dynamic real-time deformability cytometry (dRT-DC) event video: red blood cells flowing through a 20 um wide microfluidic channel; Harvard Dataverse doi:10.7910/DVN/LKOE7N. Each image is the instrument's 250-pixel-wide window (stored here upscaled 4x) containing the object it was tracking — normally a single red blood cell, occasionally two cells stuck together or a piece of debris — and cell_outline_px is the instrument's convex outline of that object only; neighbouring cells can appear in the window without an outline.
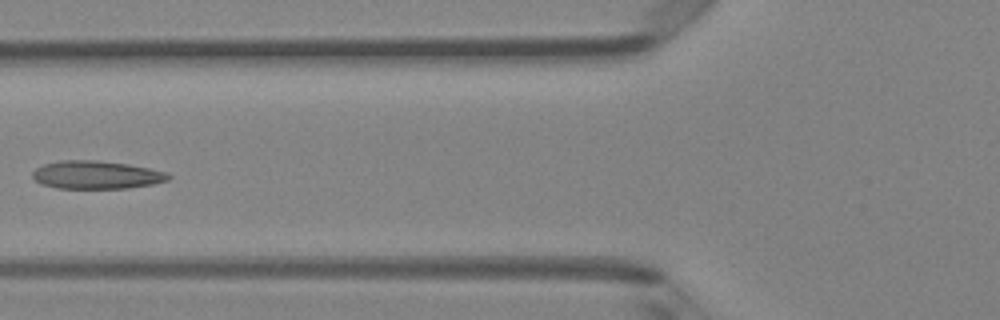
{"species": "Egyptian fruit bat (a non-hibernating species)", "species_latin": "Rousettus aegyptiacus", "temperature_condition": "room temperature", "stored_images_in_passage": 3, "camera_frame_rate_fps": 3000, "um_per_image_px": 0.085, "animal": {"sex": "female"}, "frame": {"image": 1, "passage_image": 3, "time_ms": 2.333, "image_size_px": [1000, 320], "cell_outline_px": [[172, 176], [168, 180], [152, 184], [128, 188], [56, 188], [40, 184], [32, 176], [32, 172], [36, 168], [44, 164], [64, 160], [96, 160], [128, 164], [148, 168], [164, 172]], "centroid_in_image_um": [8.17, 14.86], "position_along_channel_um": 117.6, "area_um2": 22.08}}